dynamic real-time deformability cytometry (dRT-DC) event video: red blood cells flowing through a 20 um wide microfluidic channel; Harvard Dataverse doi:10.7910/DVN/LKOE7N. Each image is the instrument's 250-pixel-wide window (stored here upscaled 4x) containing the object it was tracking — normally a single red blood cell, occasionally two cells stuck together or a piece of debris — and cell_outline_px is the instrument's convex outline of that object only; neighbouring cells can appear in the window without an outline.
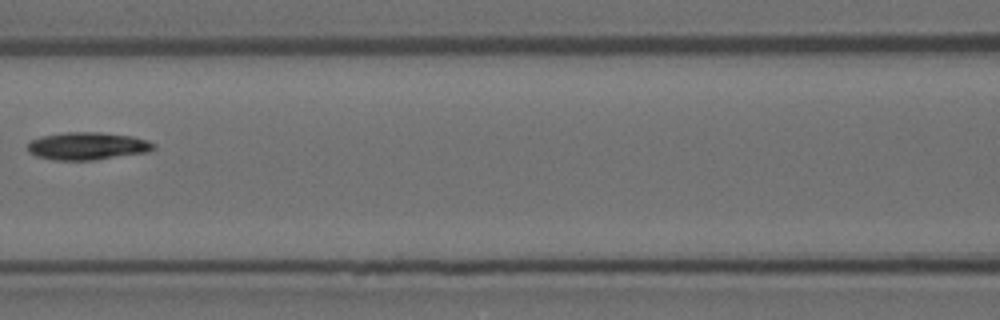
{"species": "Egyptian fruit bat (a non-hibernating species)", "species_latin": "Rousettus aegyptiacus", "temperature_condition": "room temperature", "stored_images_in_passage": 4, "camera_frame_rate_fps": 3000, "um_per_image_px": 0.085, "animal": {"sex": "female"}, "frame": {"image": 1, "passage_image": 4, "time_ms": 1.0, "image_size_px": [1000, 320], "cell_outline_px": [[156, 148], [148, 152], [92, 160], [56, 160], [36, 156], [28, 152], [28, 140], [44, 136], [64, 132], [100, 132], [132, 136], [148, 140], [156, 144]], "centroid_in_image_um": [7.44, 12.41], "position_along_channel_um": 159.2, "area_um2": 20.35}}